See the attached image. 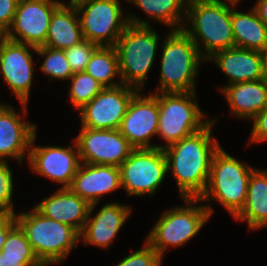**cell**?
Wrapping results in <instances>:
<instances>
[{
	"label": "cell",
	"mask_w": 267,
	"mask_h": 266,
	"mask_svg": "<svg viewBox=\"0 0 267 266\" xmlns=\"http://www.w3.org/2000/svg\"><path fill=\"white\" fill-rule=\"evenodd\" d=\"M233 218L247 221L249 230L267 227V169L252 171L245 204Z\"/></svg>",
	"instance_id": "cb8c5ba5"
},
{
	"label": "cell",
	"mask_w": 267,
	"mask_h": 266,
	"mask_svg": "<svg viewBox=\"0 0 267 266\" xmlns=\"http://www.w3.org/2000/svg\"><path fill=\"white\" fill-rule=\"evenodd\" d=\"M19 0H0V27L6 32L10 28Z\"/></svg>",
	"instance_id": "e575fe53"
},
{
	"label": "cell",
	"mask_w": 267,
	"mask_h": 266,
	"mask_svg": "<svg viewBox=\"0 0 267 266\" xmlns=\"http://www.w3.org/2000/svg\"><path fill=\"white\" fill-rule=\"evenodd\" d=\"M1 252L3 257L37 258L25 232L18 224L8 232Z\"/></svg>",
	"instance_id": "f546056e"
},
{
	"label": "cell",
	"mask_w": 267,
	"mask_h": 266,
	"mask_svg": "<svg viewBox=\"0 0 267 266\" xmlns=\"http://www.w3.org/2000/svg\"><path fill=\"white\" fill-rule=\"evenodd\" d=\"M158 99L159 122L157 135L166 145L186 138L206 127L212 119L205 117L195 92L153 93Z\"/></svg>",
	"instance_id": "ba28073f"
},
{
	"label": "cell",
	"mask_w": 267,
	"mask_h": 266,
	"mask_svg": "<svg viewBox=\"0 0 267 266\" xmlns=\"http://www.w3.org/2000/svg\"><path fill=\"white\" fill-rule=\"evenodd\" d=\"M15 218L44 266L61 264L81 241L75 228L43 216L34 207L15 214Z\"/></svg>",
	"instance_id": "5b68a950"
},
{
	"label": "cell",
	"mask_w": 267,
	"mask_h": 266,
	"mask_svg": "<svg viewBox=\"0 0 267 266\" xmlns=\"http://www.w3.org/2000/svg\"><path fill=\"white\" fill-rule=\"evenodd\" d=\"M217 118L202 130L163 148L167 172L177 182L180 197L200 198L210 175L214 154L221 147L212 137V128Z\"/></svg>",
	"instance_id": "6da1fadb"
},
{
	"label": "cell",
	"mask_w": 267,
	"mask_h": 266,
	"mask_svg": "<svg viewBox=\"0 0 267 266\" xmlns=\"http://www.w3.org/2000/svg\"><path fill=\"white\" fill-rule=\"evenodd\" d=\"M17 224L15 215H2L0 217V252L8 232Z\"/></svg>",
	"instance_id": "8d00e7d4"
},
{
	"label": "cell",
	"mask_w": 267,
	"mask_h": 266,
	"mask_svg": "<svg viewBox=\"0 0 267 266\" xmlns=\"http://www.w3.org/2000/svg\"><path fill=\"white\" fill-rule=\"evenodd\" d=\"M230 112L239 119H252L267 106V78L239 82L220 88Z\"/></svg>",
	"instance_id": "7402d4cb"
},
{
	"label": "cell",
	"mask_w": 267,
	"mask_h": 266,
	"mask_svg": "<svg viewBox=\"0 0 267 266\" xmlns=\"http://www.w3.org/2000/svg\"><path fill=\"white\" fill-rule=\"evenodd\" d=\"M263 57H264V70L267 76V46L265 47L263 51Z\"/></svg>",
	"instance_id": "f35d334b"
},
{
	"label": "cell",
	"mask_w": 267,
	"mask_h": 266,
	"mask_svg": "<svg viewBox=\"0 0 267 266\" xmlns=\"http://www.w3.org/2000/svg\"><path fill=\"white\" fill-rule=\"evenodd\" d=\"M183 200L185 206L165 210L145 240L162 258L169 247H182L195 237L212 216L211 206L197 205L199 198Z\"/></svg>",
	"instance_id": "52a82bcc"
},
{
	"label": "cell",
	"mask_w": 267,
	"mask_h": 266,
	"mask_svg": "<svg viewBox=\"0 0 267 266\" xmlns=\"http://www.w3.org/2000/svg\"><path fill=\"white\" fill-rule=\"evenodd\" d=\"M160 254L146 241L143 247L126 256L115 266H161Z\"/></svg>",
	"instance_id": "d6a6232c"
},
{
	"label": "cell",
	"mask_w": 267,
	"mask_h": 266,
	"mask_svg": "<svg viewBox=\"0 0 267 266\" xmlns=\"http://www.w3.org/2000/svg\"><path fill=\"white\" fill-rule=\"evenodd\" d=\"M20 104L23 114L15 111L10 104L0 106V162H8L13 157L23 163L25 155H29L33 136L37 133L36 124L22 121L21 115L27 116L28 104Z\"/></svg>",
	"instance_id": "e0dca14e"
},
{
	"label": "cell",
	"mask_w": 267,
	"mask_h": 266,
	"mask_svg": "<svg viewBox=\"0 0 267 266\" xmlns=\"http://www.w3.org/2000/svg\"><path fill=\"white\" fill-rule=\"evenodd\" d=\"M82 163L119 167L134 149L118 129L81 127L74 139Z\"/></svg>",
	"instance_id": "8fae6325"
},
{
	"label": "cell",
	"mask_w": 267,
	"mask_h": 266,
	"mask_svg": "<svg viewBox=\"0 0 267 266\" xmlns=\"http://www.w3.org/2000/svg\"><path fill=\"white\" fill-rule=\"evenodd\" d=\"M61 3L58 0H19L6 38L35 47L43 46L52 14Z\"/></svg>",
	"instance_id": "4fadbf2b"
},
{
	"label": "cell",
	"mask_w": 267,
	"mask_h": 266,
	"mask_svg": "<svg viewBox=\"0 0 267 266\" xmlns=\"http://www.w3.org/2000/svg\"><path fill=\"white\" fill-rule=\"evenodd\" d=\"M158 122L157 97L153 93L145 96L138 91L130 101L118 130L134 149L161 148V144H150L152 137L157 135Z\"/></svg>",
	"instance_id": "9a60e30c"
},
{
	"label": "cell",
	"mask_w": 267,
	"mask_h": 266,
	"mask_svg": "<svg viewBox=\"0 0 267 266\" xmlns=\"http://www.w3.org/2000/svg\"><path fill=\"white\" fill-rule=\"evenodd\" d=\"M137 89L121 84L103 88L90 102L78 111L81 127L92 129H118L128 105Z\"/></svg>",
	"instance_id": "7c38bea8"
},
{
	"label": "cell",
	"mask_w": 267,
	"mask_h": 266,
	"mask_svg": "<svg viewBox=\"0 0 267 266\" xmlns=\"http://www.w3.org/2000/svg\"><path fill=\"white\" fill-rule=\"evenodd\" d=\"M226 1L187 0L186 22L188 20L191 24L185 22L183 30L205 60L217 51L235 47L231 22L232 1Z\"/></svg>",
	"instance_id": "7a4b0ae2"
},
{
	"label": "cell",
	"mask_w": 267,
	"mask_h": 266,
	"mask_svg": "<svg viewBox=\"0 0 267 266\" xmlns=\"http://www.w3.org/2000/svg\"><path fill=\"white\" fill-rule=\"evenodd\" d=\"M120 188L119 167L86 163H81L69 187L90 205L98 203L102 196Z\"/></svg>",
	"instance_id": "d6986e66"
},
{
	"label": "cell",
	"mask_w": 267,
	"mask_h": 266,
	"mask_svg": "<svg viewBox=\"0 0 267 266\" xmlns=\"http://www.w3.org/2000/svg\"><path fill=\"white\" fill-rule=\"evenodd\" d=\"M35 53L39 54L40 57H44L40 69L44 74L49 76L50 80H53V78L57 80H69L74 74L67 61L64 50L39 46Z\"/></svg>",
	"instance_id": "f1b7e54d"
},
{
	"label": "cell",
	"mask_w": 267,
	"mask_h": 266,
	"mask_svg": "<svg viewBox=\"0 0 267 266\" xmlns=\"http://www.w3.org/2000/svg\"><path fill=\"white\" fill-rule=\"evenodd\" d=\"M75 7L83 38L98 46H115L129 25L120 0H85Z\"/></svg>",
	"instance_id": "9c48e42d"
},
{
	"label": "cell",
	"mask_w": 267,
	"mask_h": 266,
	"mask_svg": "<svg viewBox=\"0 0 267 266\" xmlns=\"http://www.w3.org/2000/svg\"><path fill=\"white\" fill-rule=\"evenodd\" d=\"M85 72L104 88L123 84L120 79L118 55L114 46H99L87 63ZM116 76L119 77V83L114 81Z\"/></svg>",
	"instance_id": "4316f807"
},
{
	"label": "cell",
	"mask_w": 267,
	"mask_h": 266,
	"mask_svg": "<svg viewBox=\"0 0 267 266\" xmlns=\"http://www.w3.org/2000/svg\"><path fill=\"white\" fill-rule=\"evenodd\" d=\"M8 162H0V214L15 215L13 197L12 170Z\"/></svg>",
	"instance_id": "1f68e13d"
},
{
	"label": "cell",
	"mask_w": 267,
	"mask_h": 266,
	"mask_svg": "<svg viewBox=\"0 0 267 266\" xmlns=\"http://www.w3.org/2000/svg\"><path fill=\"white\" fill-rule=\"evenodd\" d=\"M97 205L98 203H95L90 206L88 218L80 233V240L82 239L86 245L108 249L122 226L130 218L132 208L112 201L101 207L92 217V211Z\"/></svg>",
	"instance_id": "ac0fdd59"
},
{
	"label": "cell",
	"mask_w": 267,
	"mask_h": 266,
	"mask_svg": "<svg viewBox=\"0 0 267 266\" xmlns=\"http://www.w3.org/2000/svg\"><path fill=\"white\" fill-rule=\"evenodd\" d=\"M249 144L267 141V106L253 119Z\"/></svg>",
	"instance_id": "836d02e7"
},
{
	"label": "cell",
	"mask_w": 267,
	"mask_h": 266,
	"mask_svg": "<svg viewBox=\"0 0 267 266\" xmlns=\"http://www.w3.org/2000/svg\"><path fill=\"white\" fill-rule=\"evenodd\" d=\"M99 46L88 40H83L77 45L64 50L67 61L73 73L83 72L86 70L92 54Z\"/></svg>",
	"instance_id": "4dcf8cb0"
},
{
	"label": "cell",
	"mask_w": 267,
	"mask_h": 266,
	"mask_svg": "<svg viewBox=\"0 0 267 266\" xmlns=\"http://www.w3.org/2000/svg\"><path fill=\"white\" fill-rule=\"evenodd\" d=\"M0 266H44L38 258L3 257L0 252Z\"/></svg>",
	"instance_id": "d590c367"
},
{
	"label": "cell",
	"mask_w": 267,
	"mask_h": 266,
	"mask_svg": "<svg viewBox=\"0 0 267 266\" xmlns=\"http://www.w3.org/2000/svg\"><path fill=\"white\" fill-rule=\"evenodd\" d=\"M121 187L128 196L155 194L167 175V161L163 148L133 149L119 166Z\"/></svg>",
	"instance_id": "30bf717a"
},
{
	"label": "cell",
	"mask_w": 267,
	"mask_h": 266,
	"mask_svg": "<svg viewBox=\"0 0 267 266\" xmlns=\"http://www.w3.org/2000/svg\"><path fill=\"white\" fill-rule=\"evenodd\" d=\"M238 2L232 1L231 22L234 44L237 48L263 52L267 46V27L251 8L247 13L234 10ZM233 7V8H232Z\"/></svg>",
	"instance_id": "d4e9b609"
},
{
	"label": "cell",
	"mask_w": 267,
	"mask_h": 266,
	"mask_svg": "<svg viewBox=\"0 0 267 266\" xmlns=\"http://www.w3.org/2000/svg\"><path fill=\"white\" fill-rule=\"evenodd\" d=\"M134 3L147 17L170 26L171 30L183 29L186 22L187 0H127Z\"/></svg>",
	"instance_id": "484cf974"
},
{
	"label": "cell",
	"mask_w": 267,
	"mask_h": 266,
	"mask_svg": "<svg viewBox=\"0 0 267 266\" xmlns=\"http://www.w3.org/2000/svg\"><path fill=\"white\" fill-rule=\"evenodd\" d=\"M6 39V31L0 27V44Z\"/></svg>",
	"instance_id": "ab89813d"
},
{
	"label": "cell",
	"mask_w": 267,
	"mask_h": 266,
	"mask_svg": "<svg viewBox=\"0 0 267 266\" xmlns=\"http://www.w3.org/2000/svg\"><path fill=\"white\" fill-rule=\"evenodd\" d=\"M90 204L69 188H59L34 208L43 216L67 224L82 232L89 215Z\"/></svg>",
	"instance_id": "44dd1931"
},
{
	"label": "cell",
	"mask_w": 267,
	"mask_h": 266,
	"mask_svg": "<svg viewBox=\"0 0 267 266\" xmlns=\"http://www.w3.org/2000/svg\"><path fill=\"white\" fill-rule=\"evenodd\" d=\"M76 7L61 3L53 12L43 46L65 50L83 41Z\"/></svg>",
	"instance_id": "603a6c76"
},
{
	"label": "cell",
	"mask_w": 267,
	"mask_h": 266,
	"mask_svg": "<svg viewBox=\"0 0 267 266\" xmlns=\"http://www.w3.org/2000/svg\"><path fill=\"white\" fill-rule=\"evenodd\" d=\"M162 46L160 80L155 92H195L201 56L198 47L183 30L165 34Z\"/></svg>",
	"instance_id": "277c9868"
},
{
	"label": "cell",
	"mask_w": 267,
	"mask_h": 266,
	"mask_svg": "<svg viewBox=\"0 0 267 266\" xmlns=\"http://www.w3.org/2000/svg\"><path fill=\"white\" fill-rule=\"evenodd\" d=\"M254 169L220 147L213 156L209 181L199 199L204 203L216 199L234 217L245 204L249 178Z\"/></svg>",
	"instance_id": "8992f818"
},
{
	"label": "cell",
	"mask_w": 267,
	"mask_h": 266,
	"mask_svg": "<svg viewBox=\"0 0 267 266\" xmlns=\"http://www.w3.org/2000/svg\"><path fill=\"white\" fill-rule=\"evenodd\" d=\"M231 1H235V2H238V3H240V2H241V0H231Z\"/></svg>",
	"instance_id": "b9f144b4"
},
{
	"label": "cell",
	"mask_w": 267,
	"mask_h": 266,
	"mask_svg": "<svg viewBox=\"0 0 267 266\" xmlns=\"http://www.w3.org/2000/svg\"><path fill=\"white\" fill-rule=\"evenodd\" d=\"M252 8L256 11L260 20L267 27V0H257Z\"/></svg>",
	"instance_id": "74e56055"
},
{
	"label": "cell",
	"mask_w": 267,
	"mask_h": 266,
	"mask_svg": "<svg viewBox=\"0 0 267 266\" xmlns=\"http://www.w3.org/2000/svg\"><path fill=\"white\" fill-rule=\"evenodd\" d=\"M85 0H70L69 4L68 5H72V6H75L81 2H83Z\"/></svg>",
	"instance_id": "60d3db41"
},
{
	"label": "cell",
	"mask_w": 267,
	"mask_h": 266,
	"mask_svg": "<svg viewBox=\"0 0 267 266\" xmlns=\"http://www.w3.org/2000/svg\"><path fill=\"white\" fill-rule=\"evenodd\" d=\"M35 140L36 133L33 136L27 156L31 171L62 184L63 187L60 188H69L81 165L75 140L73 142L74 148L71 146H38L35 145Z\"/></svg>",
	"instance_id": "5bb4252c"
},
{
	"label": "cell",
	"mask_w": 267,
	"mask_h": 266,
	"mask_svg": "<svg viewBox=\"0 0 267 266\" xmlns=\"http://www.w3.org/2000/svg\"><path fill=\"white\" fill-rule=\"evenodd\" d=\"M206 61L214 62L229 78L227 85L267 78L263 52L260 51L233 47L215 52Z\"/></svg>",
	"instance_id": "ffe728a7"
},
{
	"label": "cell",
	"mask_w": 267,
	"mask_h": 266,
	"mask_svg": "<svg viewBox=\"0 0 267 266\" xmlns=\"http://www.w3.org/2000/svg\"><path fill=\"white\" fill-rule=\"evenodd\" d=\"M129 25L114 46L118 55L120 79L126 86L143 91L153 67L159 35L148 21L128 14Z\"/></svg>",
	"instance_id": "3957f363"
},
{
	"label": "cell",
	"mask_w": 267,
	"mask_h": 266,
	"mask_svg": "<svg viewBox=\"0 0 267 266\" xmlns=\"http://www.w3.org/2000/svg\"><path fill=\"white\" fill-rule=\"evenodd\" d=\"M70 103L76 110L90 102L104 87L87 72H76L70 79Z\"/></svg>",
	"instance_id": "83f0119b"
},
{
	"label": "cell",
	"mask_w": 267,
	"mask_h": 266,
	"mask_svg": "<svg viewBox=\"0 0 267 266\" xmlns=\"http://www.w3.org/2000/svg\"><path fill=\"white\" fill-rule=\"evenodd\" d=\"M37 47L6 38L0 44V73L20 103H27L35 70L33 55Z\"/></svg>",
	"instance_id": "2e32d148"
}]
</instances>
